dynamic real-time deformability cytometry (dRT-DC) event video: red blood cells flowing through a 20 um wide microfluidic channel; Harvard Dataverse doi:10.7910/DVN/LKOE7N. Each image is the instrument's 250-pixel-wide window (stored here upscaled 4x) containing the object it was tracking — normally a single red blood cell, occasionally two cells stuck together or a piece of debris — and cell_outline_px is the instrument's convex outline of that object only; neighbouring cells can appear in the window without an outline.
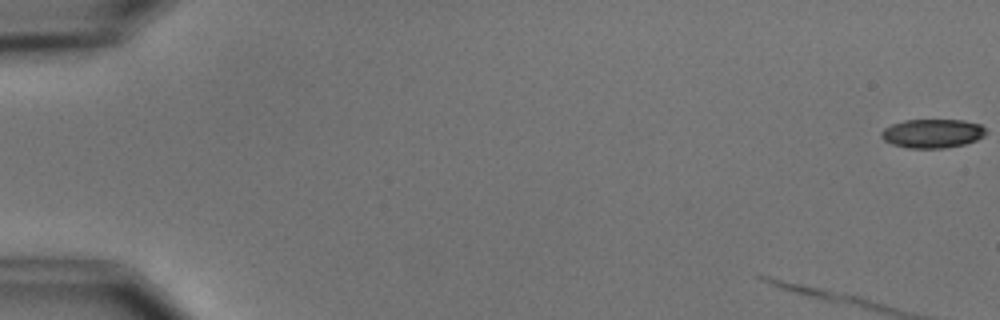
{"species": "common noctule bat (a hibernating species)", "species_latin": "Nyctalus noctula", "temperature_condition": "cold", "stored_images_in_passage": 51, "camera_frame_rate_fps": 3000, "um_per_image_px": 0.085, "animal": {"sex": "male", "body_mass_g": 15.6}, "frame": {"image": 1, "passage_image": 1, "time_ms": 0.0, "image_size_px": [1000, 320], "cell_outline_px": [[980, 132], [976, 136], [968, 140], [956, 144], [904, 144], [892, 140], [888, 136], [920, 120], [948, 120], [972, 124], [980, 128]], "centroid_in_image_um": [79.55, 11.28], "position_along_channel_um": 5.4, "area_um2": 12.25}}
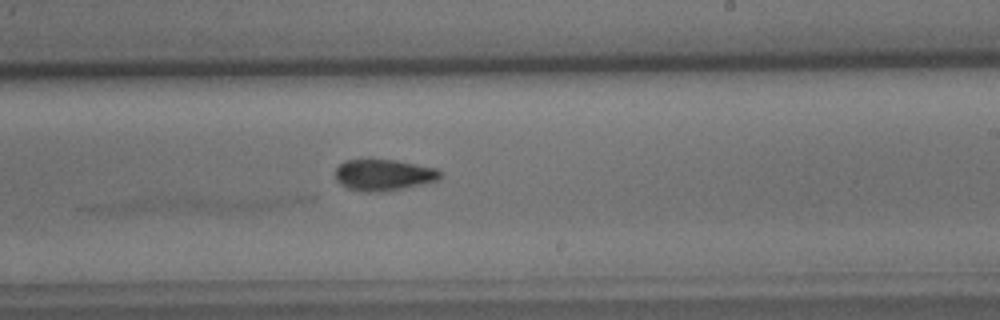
{"frame": {"image": 2, "passage_image": 35, "time_ms": 11.333, "image_size_px": [1000, 320], "cell_outline_px": [[432, 176], [416, 180], [396, 184], [360, 184], [348, 180], [340, 176], [340, 168], [348, 164], [380, 164], [412, 168], [432, 172]], "centroid_in_image_um": [32.42, 14.79], "position_along_channel_um": 256.6, "area_um2": 10.35}}
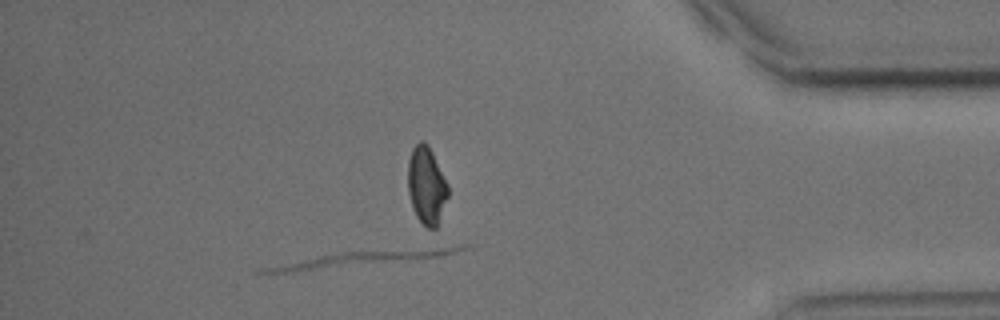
{"frame": {"image": 3, "passage_image": 49, "time_ms": 16.0, "image_size_px": [1000, 320], "cell_outline_px": [[448, 192], [432, 224], [428, 224], [416, 212], [412, 200], [408, 180], [412, 156], [416, 148], [420, 144], [424, 144]], "centroid_in_image_um": [36.19, 15.75], "position_along_channel_um": 399.0, "area_um2": 14.1}}